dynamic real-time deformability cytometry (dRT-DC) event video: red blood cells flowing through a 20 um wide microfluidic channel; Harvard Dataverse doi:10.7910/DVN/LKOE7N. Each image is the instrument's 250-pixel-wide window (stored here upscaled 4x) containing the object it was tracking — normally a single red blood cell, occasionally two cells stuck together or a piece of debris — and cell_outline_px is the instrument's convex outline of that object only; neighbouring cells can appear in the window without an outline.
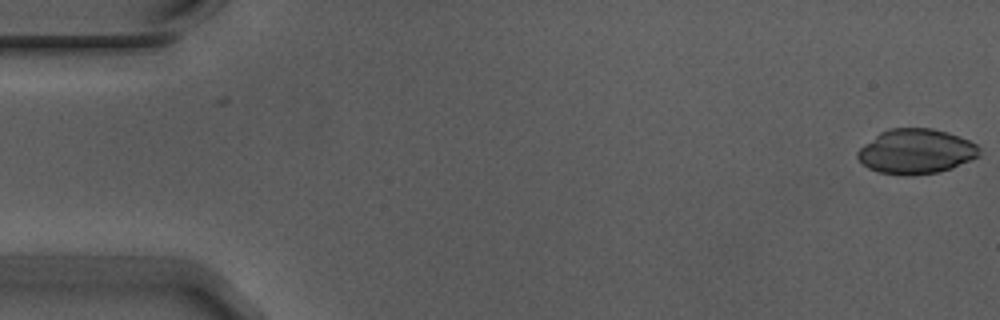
{"species": "Egyptian fruit bat (a non-hibernating species)", "species_latin": "Rousettus aegyptiacus", "temperature_condition": "warm", "stored_images_in_passage": 5, "camera_frame_rate_fps": 3000, "um_per_image_px": 0.085, "animal": {"sex": "male"}, "frame": {"image": 1, "passage_image": 5, "time_ms": 1.333, "image_size_px": [1000, 320], "cell_outline_px": [[980, 156], [972, 160], [952, 168], [940, 172], [908, 176], [904, 176], [880, 172], [868, 168], [856, 156], [856, 152], [864, 144], [880, 132], [888, 128], [932, 128], [948, 132], [960, 136], [976, 144], [980, 148]], "centroid_in_image_um": [77.88, 12.87], "position_along_channel_um": 7.1, "area_um2": 32.08}}